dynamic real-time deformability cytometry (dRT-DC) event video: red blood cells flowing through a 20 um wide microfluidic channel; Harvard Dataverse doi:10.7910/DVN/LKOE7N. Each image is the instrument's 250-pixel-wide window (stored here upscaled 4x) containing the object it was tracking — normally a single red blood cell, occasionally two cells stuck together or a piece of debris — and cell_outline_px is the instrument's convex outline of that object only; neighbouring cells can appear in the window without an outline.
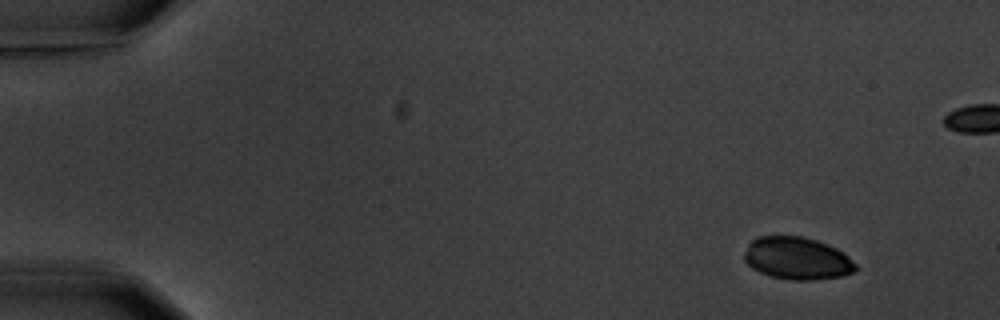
{"species": "common noctule bat (a hibernating species)", "species_latin": "Nyctalus noctula", "temperature_condition": "warm", "stored_images_in_passage": 5, "camera_frame_rate_fps": 3000, "um_per_image_px": 0.085, "animal": {"sex": "male", "body_mass_g": 20.1, "forearm_length_mm": 53.5}, "frame": {"image": 1, "passage_image": 1, "time_ms": 0.0, "image_size_px": [1000, 320], "cell_outline_px": [[856, 272], [844, 276], [812, 280], [792, 280], [768, 276], [752, 268], [744, 260], [744, 252], [748, 244], [756, 236], [804, 236], [816, 240], [836, 248], [844, 252], [856, 264]], "centroid_in_image_um": [67.76, 21.96], "position_along_channel_um": 17.2, "area_um2": 27.8}}